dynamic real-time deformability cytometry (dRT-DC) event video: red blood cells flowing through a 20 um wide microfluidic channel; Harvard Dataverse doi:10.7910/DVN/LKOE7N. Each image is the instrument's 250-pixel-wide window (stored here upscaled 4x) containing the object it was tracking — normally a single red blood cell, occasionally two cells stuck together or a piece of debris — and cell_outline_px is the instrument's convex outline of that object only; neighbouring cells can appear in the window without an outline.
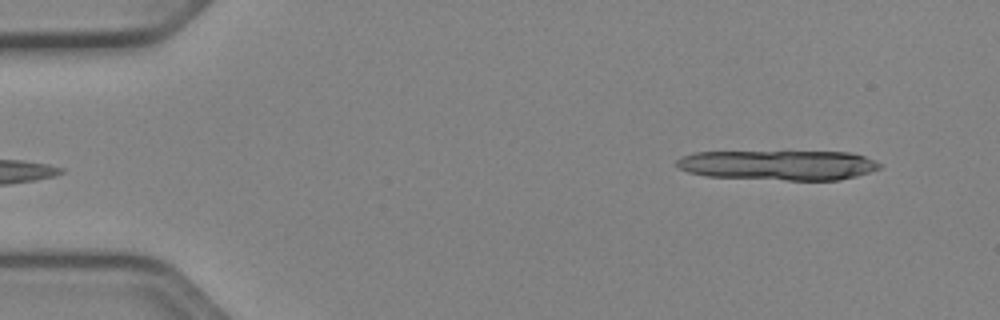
{"species": "Egyptian fruit bat (a non-hibernating species)", "species_latin": "Rousettus aegyptiacus", "temperature_condition": "cold", "stored_images_in_passage": 12, "camera_frame_rate_fps": 3000, "um_per_image_px": 0.085, "animal": {"sex": "female"}, "frame": {"image": 1, "passage_image": 2, "time_ms": 0.333, "image_size_px": [1000, 320], "cell_outline_px": [[884, 164], [880, 168], [856, 176], [840, 180], [788, 180], [704, 176], [688, 172], [680, 168], [676, 164], [676, 160], [680, 156], [696, 152], [852, 152], [864, 156]], "centroid_in_image_um": [66.17, 14.03], "position_along_channel_um": 18.8, "area_um2": 35.43}}